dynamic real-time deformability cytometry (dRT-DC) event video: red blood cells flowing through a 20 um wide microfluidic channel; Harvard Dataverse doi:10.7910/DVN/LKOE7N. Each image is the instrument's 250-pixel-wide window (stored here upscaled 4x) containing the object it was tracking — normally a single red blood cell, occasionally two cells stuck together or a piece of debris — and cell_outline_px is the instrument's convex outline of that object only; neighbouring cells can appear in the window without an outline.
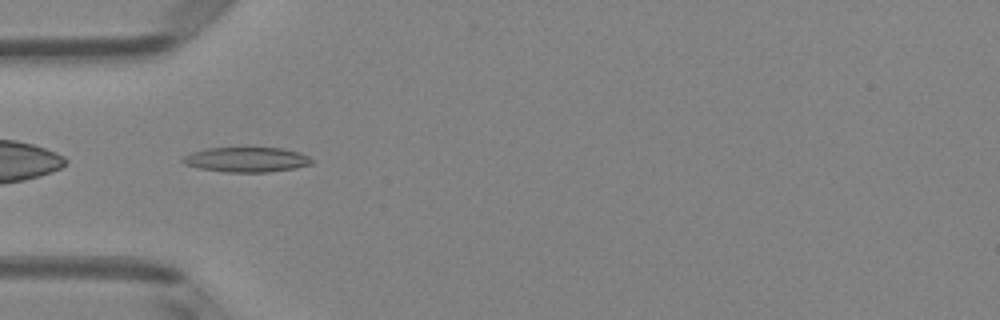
{"species": "Egyptian fruit bat (a non-hibernating species)", "species_latin": "Rousettus aegyptiacus", "temperature_condition": "room temperature", "stored_images_in_passage": 35, "camera_frame_rate_fps": 3000, "um_per_image_px": 0.085, "animal": {"sex": "female"}, "frame": {"image": 1, "passage_image": 1, "time_ms": 0.0, "image_size_px": [1000, 320], "cell_outline_px": [[312, 164], [292, 168], [268, 172], [224, 172], [196, 168], [184, 164], [180, 160], [184, 156], [192, 152], [208, 148], [280, 148], [300, 152], [308, 156], [312, 160]], "centroid_in_image_um": [20.91, 13.57], "position_along_channel_um": 64.1, "area_um2": 18.67}}
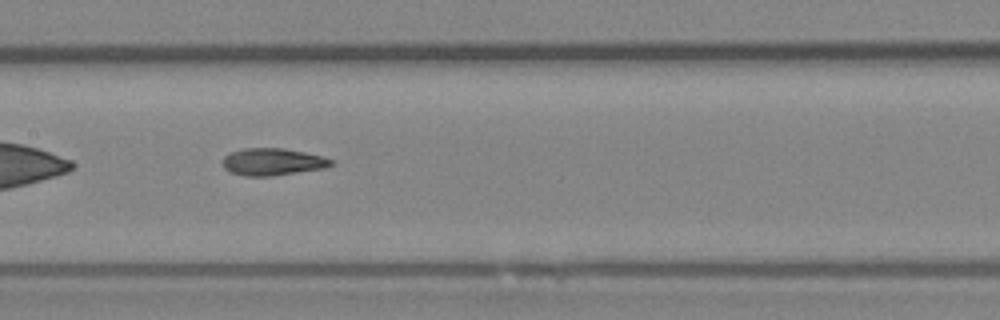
{"frame": {"image": 2, "passage_image": 10, "time_ms": 3.0, "image_size_px": [1000, 320], "cell_outline_px": [[336, 164], [324, 168], [272, 176], [244, 176], [228, 172], [224, 168], [224, 156], [232, 152], [244, 148], [284, 148], [324, 156], [336, 160]], "centroid_in_image_um": [23.23, 13.76], "position_along_channel_um": 184.2, "area_um2": 17.34}}
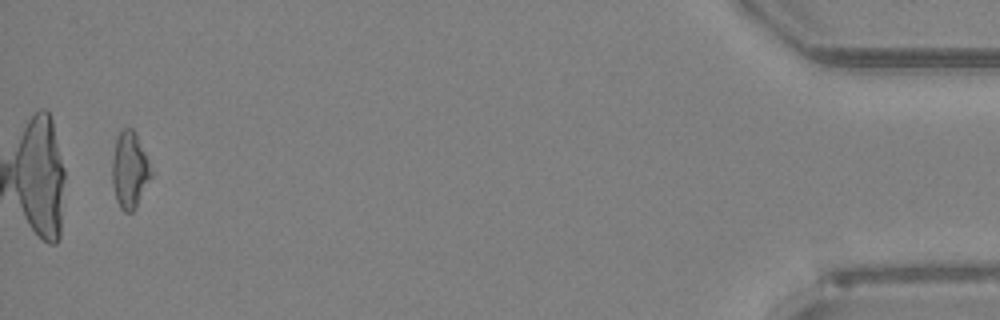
{"frame": {"image": 3, "passage_image": 34, "time_ms": 11.0, "image_size_px": [1000, 320], "cell_outline_px": [[152, 176], [136, 208], [132, 212], [124, 212], [120, 208], [116, 200], [112, 184], [112, 160], [116, 140], [120, 132], [124, 128], [132, 128], [136, 132], [148, 160], [152, 172]], "centroid_in_image_um": [11.02, 14.48], "position_along_channel_um": 424.2, "area_um2": 17.4}, "authors_computed_cell_mechanics": {"area_um2": 16.9932, "velocity_mm_per_s": 4.0411, "shape_relaxation_time_tau1_ms": 3.9781, "shape_relaxation_time_tau2_ms": 2.5328, "deformation_change_tau1": 0.1527, "deformation_change_tau2": 0.1013}}